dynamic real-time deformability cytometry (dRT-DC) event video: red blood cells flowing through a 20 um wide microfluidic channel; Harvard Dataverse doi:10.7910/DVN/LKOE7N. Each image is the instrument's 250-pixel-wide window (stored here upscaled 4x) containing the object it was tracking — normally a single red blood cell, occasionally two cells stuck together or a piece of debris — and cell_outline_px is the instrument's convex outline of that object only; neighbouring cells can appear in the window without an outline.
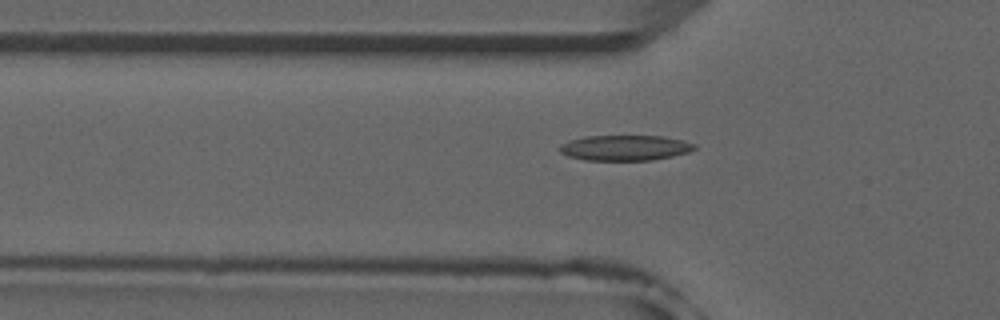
{"species": "common noctule bat (a hibernating species)", "species_latin": "Nyctalus noctula", "temperature_condition": "room temperature", "stored_images_in_passage": 52, "camera_frame_rate_fps": 3000, "um_per_image_px": 0.085, "animal": {"sex": "male", "forearm_length_mm": 52.5}, "frame": {"image": 1, "passage_image": 17, "time_ms": 5.333, "image_size_px": [1000, 320], "cell_outline_px": [[696, 148], [688, 152], [672, 156], [652, 160], [584, 160], [568, 156], [560, 152], [560, 144], [584, 136], [664, 136], [696, 144]], "centroid_in_image_um": [53.12, 12.56], "position_along_channel_um": 72.7, "area_um2": 19.83}}
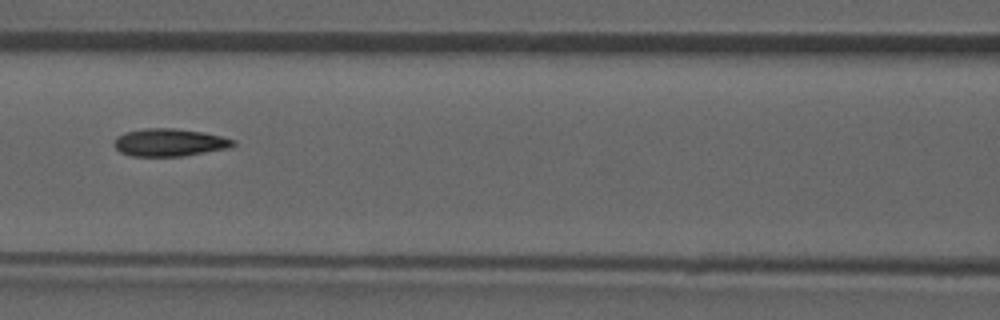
{"frame": {"image": 2, "passage_image": 23, "time_ms": 7.333, "image_size_px": [1000, 320], "cell_outline_px": [[236, 144], [228, 148], [184, 156], [132, 156], [120, 152], [112, 144], [116, 136], [124, 132], [144, 128], [172, 128], [204, 132], [236, 140]], "centroid_in_image_um": [14.37, 12.1], "position_along_channel_um": 152.2, "area_um2": 19.31}}
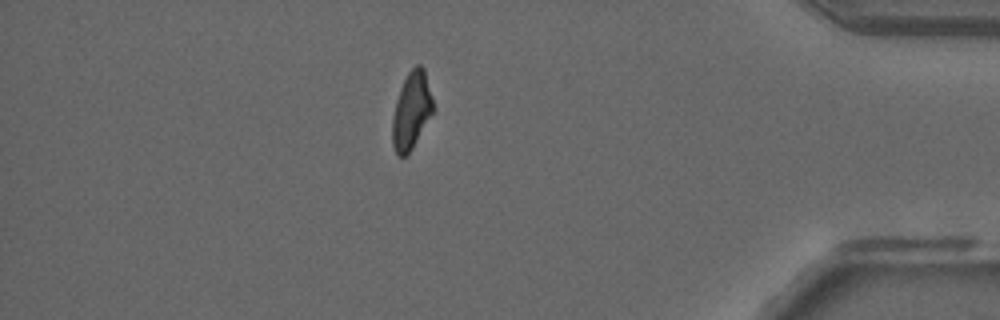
{"frame": {"image": 3, "passage_image": 45, "time_ms": 14.667, "image_size_px": [1000, 320], "cell_outline_px": [[432, 112], [408, 156], [396, 156], [392, 144], [392, 116], [396, 100], [400, 88], [408, 72], [416, 64], [420, 64], [424, 68], [432, 96]], "centroid_in_image_um": [34.94, 9.41], "position_along_channel_um": 400.3, "area_um2": 18.21}, "authors_computed_cell_mechanics": {"area_um2": 19.363, "velocity_mm_per_s": 3.9327, "shape_relaxation_time_tau1_ms": 8.8814, "shape_relaxation_time_tau2_ms": 2.5629, "deformation_change_tau1": 0.2321, "deformation_change_tau2": 0.0982}}